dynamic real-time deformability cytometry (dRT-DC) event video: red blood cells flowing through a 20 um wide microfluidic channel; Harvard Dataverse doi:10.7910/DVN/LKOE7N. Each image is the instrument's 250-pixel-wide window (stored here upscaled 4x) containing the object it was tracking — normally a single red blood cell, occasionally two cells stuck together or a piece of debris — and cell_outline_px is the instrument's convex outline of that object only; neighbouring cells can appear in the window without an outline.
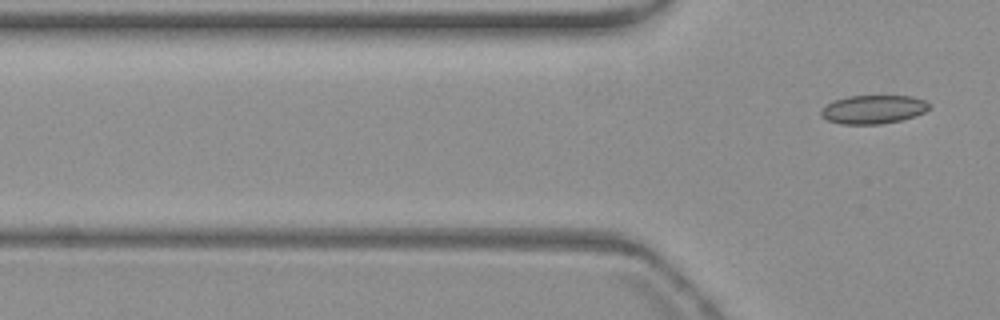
{"species": "common noctule bat (a hibernating species)", "species_latin": "Nyctalus noctula", "temperature_condition": "warm", "stored_images_in_passage": 2, "camera_frame_rate_fps": 3000, "um_per_image_px": 0.085, "animal": {"sex": "female", "body_mass_g": 19.3, "forearm_length_mm": 54.1}, "frame": {"image": 1, "passage_image": 2, "time_ms": 2.0, "image_size_px": [1000, 320], "cell_outline_px": [[932, 108], [916, 116], [900, 120], [880, 124], [840, 124], [824, 120], [820, 116], [820, 112], [828, 104], [836, 100], [848, 96], [912, 96], [924, 100], [932, 104]], "centroid_in_image_um": [74.26, 9.31], "position_along_channel_um": 51.5, "area_um2": 18.15}}